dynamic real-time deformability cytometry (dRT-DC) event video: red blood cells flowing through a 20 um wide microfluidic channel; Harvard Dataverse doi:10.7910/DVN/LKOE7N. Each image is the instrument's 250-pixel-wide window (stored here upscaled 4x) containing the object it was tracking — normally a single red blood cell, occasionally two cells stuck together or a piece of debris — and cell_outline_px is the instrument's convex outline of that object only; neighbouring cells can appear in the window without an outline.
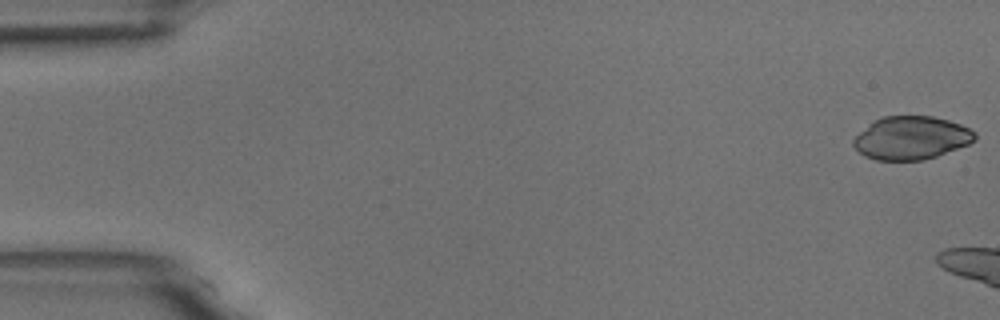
{"species": "common noctule bat (a hibernating species)", "species_latin": "Nyctalus noctula", "temperature_condition": "room temperature", "stored_images_in_passage": 3, "camera_frame_rate_fps": 3000, "um_per_image_px": 0.085, "animal": {"sex": "male", "body_mass_g": 18.8}, "frame": {"image": 1, "passage_image": 1, "time_ms": 0.0, "image_size_px": [1000, 320], "cell_outline_px": [[976, 140], [968, 144], [936, 156], [924, 160], [876, 160], [864, 156], [852, 144], [852, 140], [860, 132], [876, 120], [884, 116], [932, 116], [948, 120], [960, 124], [976, 132]], "centroid_in_image_um": [77.47, 11.73], "position_along_channel_um": 7.5, "area_um2": 30.29}}